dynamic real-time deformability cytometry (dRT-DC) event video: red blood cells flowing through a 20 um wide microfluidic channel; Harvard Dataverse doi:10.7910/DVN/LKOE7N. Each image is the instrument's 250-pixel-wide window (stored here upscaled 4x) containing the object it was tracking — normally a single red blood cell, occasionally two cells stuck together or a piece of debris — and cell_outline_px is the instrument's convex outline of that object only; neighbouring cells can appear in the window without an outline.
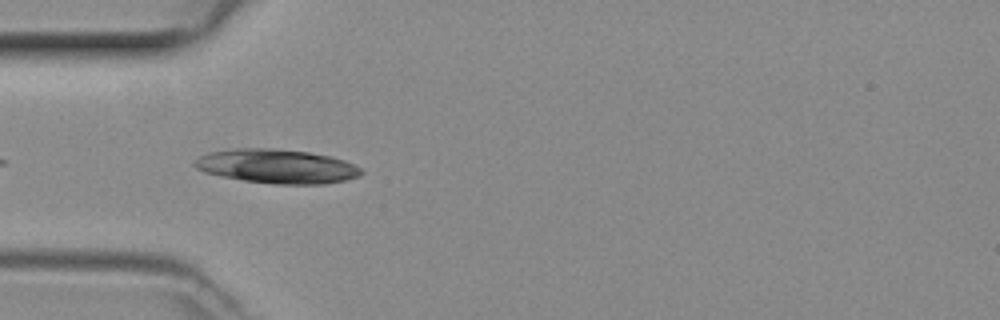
{"species": "common noctule bat (a hibernating species)", "species_latin": "Nyctalus noctula", "temperature_condition": "room temperature", "stored_images_in_passage": 36, "camera_frame_rate_fps": 3000, "um_per_image_px": 0.085, "animal": {"sex": "female", "body_mass_g": 29.2, "forearm_length_mm": 56.3}, "frame": {"image": 1, "passage_image": 2, "time_ms": 0.333, "image_size_px": [1000, 320], "cell_outline_px": [[364, 172], [360, 176], [344, 180], [324, 184], [276, 184], [244, 180], [204, 172], [196, 168], [192, 164], [200, 156], [208, 152], [236, 148], [272, 148], [308, 152], [332, 156], [344, 160], [360, 168]], "centroid_in_image_um": [23.54, 14.13], "position_along_channel_um": 61.5, "area_um2": 33.0}}
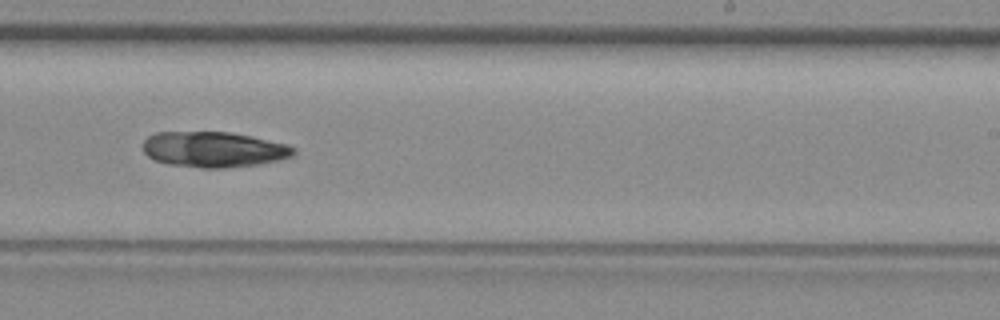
{"frame": {"image": 2, "passage_image": 17, "time_ms": 5.333, "image_size_px": [1000, 320], "cell_outline_px": [[296, 152], [292, 156], [280, 160], [260, 164], [224, 168], [200, 168], [168, 164], [156, 160], [148, 156], [144, 152], [144, 140], [148, 136], [156, 132], [232, 132], [252, 136], [288, 144], [296, 148]], "centroid_in_image_um": [18.21, 12.7], "position_along_channel_um": 270.8, "area_um2": 31.44}}
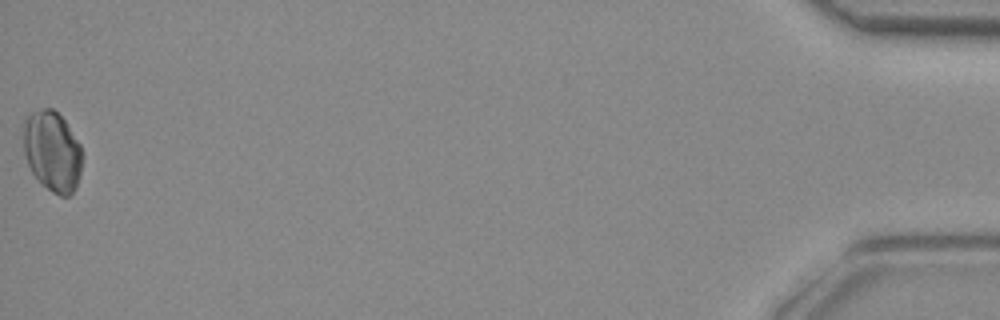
{"frame": {"image": 3, "passage_image": 36, "time_ms": 11.667, "image_size_px": [1000, 320], "cell_outline_px": [[80, 172], [76, 188], [68, 196], [60, 196], [52, 192], [40, 184], [32, 172], [28, 164], [24, 152], [24, 120], [28, 112], [44, 108], [52, 108], [64, 120], [80, 144]], "centroid_in_image_um": [4.41, 12.86], "position_along_channel_um": 430.8, "area_um2": 27.4}}